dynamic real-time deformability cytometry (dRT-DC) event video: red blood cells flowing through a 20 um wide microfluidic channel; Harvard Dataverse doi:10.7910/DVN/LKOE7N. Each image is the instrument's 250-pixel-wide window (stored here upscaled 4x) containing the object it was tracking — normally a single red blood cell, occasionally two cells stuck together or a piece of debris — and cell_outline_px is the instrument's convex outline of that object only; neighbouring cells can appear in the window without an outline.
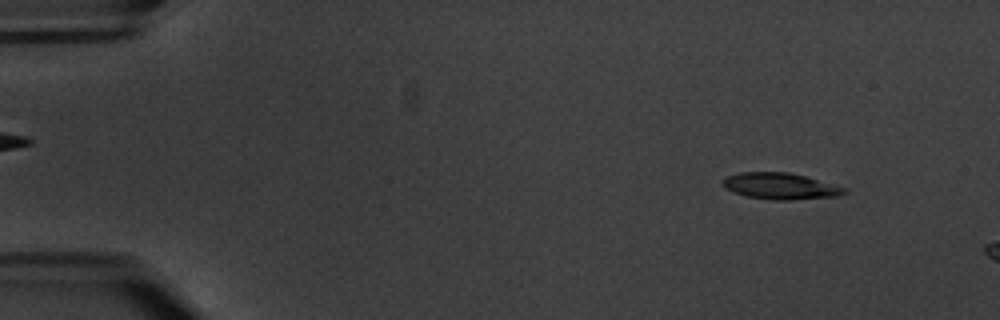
{"species": "common noctule bat (a hibernating species)", "species_latin": "Nyctalus noctula", "temperature_condition": "warm", "stored_images_in_passage": 3, "camera_frame_rate_fps": 3000, "um_per_image_px": 0.085, "animal": {"sex": "male", "body_mass_g": 20.1, "forearm_length_mm": 53.5}, "frame": {"image": 1, "passage_image": 1, "time_ms": 0.0, "image_size_px": [1000, 320], "cell_outline_px": [[848, 192], [836, 196], [792, 200], [776, 200], [748, 196], [724, 188], [724, 180], [728, 176], [740, 172], [788, 172], [804, 176], [848, 188]], "centroid_in_image_um": [66.38, 15.82], "position_along_channel_um": 18.6, "area_um2": 18.38}}